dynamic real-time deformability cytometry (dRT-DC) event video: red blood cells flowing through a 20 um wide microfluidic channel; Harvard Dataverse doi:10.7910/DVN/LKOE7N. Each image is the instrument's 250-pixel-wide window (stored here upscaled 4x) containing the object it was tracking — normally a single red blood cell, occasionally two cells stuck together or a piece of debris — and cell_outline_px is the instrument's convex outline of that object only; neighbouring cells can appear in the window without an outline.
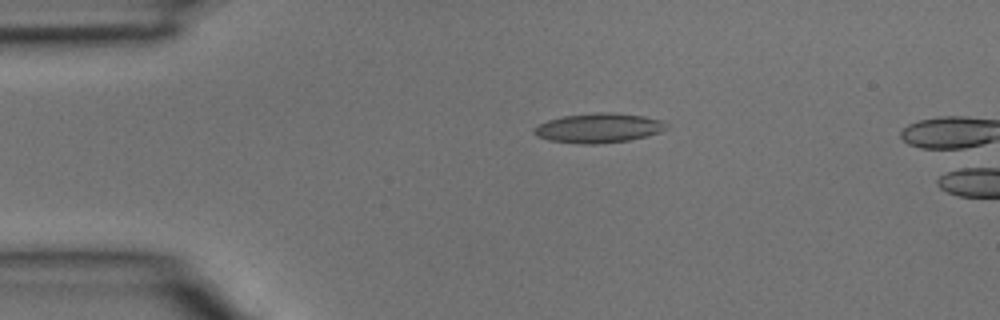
{"species": "common noctule bat (a hibernating species)", "species_latin": "Nyctalus noctula", "temperature_condition": "room temperature", "stored_images_in_passage": 3, "camera_frame_rate_fps": 3000, "um_per_image_px": 0.085, "animal": {"sex": "male", "body_mass_g": 15.6}, "frame": {"image": 1, "passage_image": 1, "time_ms": 0.0, "image_size_px": [1000, 320], "cell_outline_px": [[668, 128], [660, 132], [628, 140], [596, 144], [580, 144], [548, 140], [536, 136], [532, 132], [532, 128], [548, 120], [564, 116], [596, 112], [616, 112], [644, 116], [660, 120], [668, 124]], "centroid_in_image_um": [50.86, 10.87], "position_along_channel_um": 34.1, "area_um2": 22.83}}